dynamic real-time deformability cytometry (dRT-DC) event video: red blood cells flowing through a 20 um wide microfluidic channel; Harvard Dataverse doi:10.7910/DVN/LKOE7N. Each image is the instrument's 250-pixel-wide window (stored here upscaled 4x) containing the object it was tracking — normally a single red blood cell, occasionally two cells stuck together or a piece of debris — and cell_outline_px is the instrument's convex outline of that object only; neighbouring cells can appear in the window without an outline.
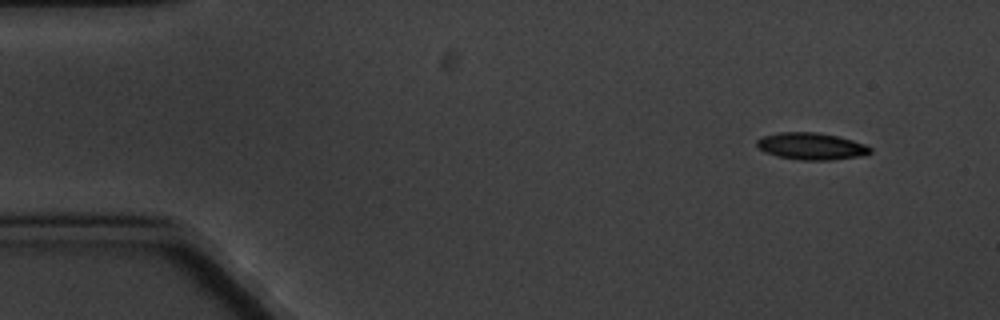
{"species": "common noctule bat (a hibernating species)", "species_latin": "Nyctalus noctula", "temperature_condition": "cold", "stored_images_in_passage": 7, "camera_frame_rate_fps": 3000, "um_per_image_px": 0.085, "animal": {"sex": "male", "body_mass_g": 20.1, "forearm_length_mm": 53.5}, "frame": {"image": 1, "passage_image": 7, "time_ms": 7.667, "image_size_px": [1000, 320], "cell_outline_px": [[872, 152], [864, 156], [832, 160], [800, 160], [776, 156], [764, 152], [756, 144], [756, 140], [764, 136], [780, 132], [816, 132], [840, 136], [864, 144], [872, 148]], "centroid_in_image_um": [68.99, 12.43], "position_along_channel_um": 16.0, "area_um2": 17.98}}